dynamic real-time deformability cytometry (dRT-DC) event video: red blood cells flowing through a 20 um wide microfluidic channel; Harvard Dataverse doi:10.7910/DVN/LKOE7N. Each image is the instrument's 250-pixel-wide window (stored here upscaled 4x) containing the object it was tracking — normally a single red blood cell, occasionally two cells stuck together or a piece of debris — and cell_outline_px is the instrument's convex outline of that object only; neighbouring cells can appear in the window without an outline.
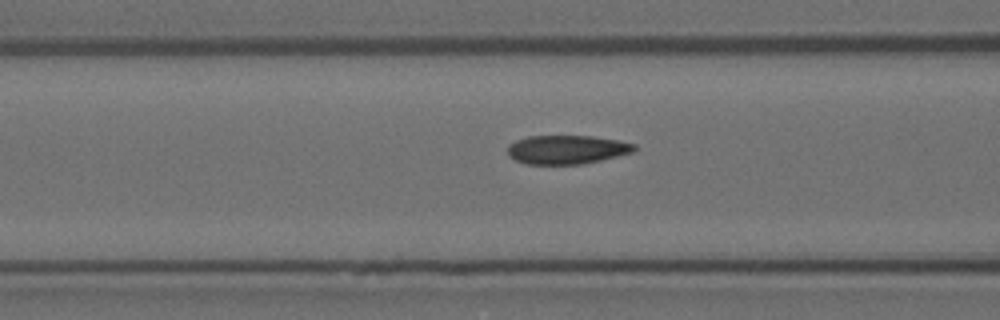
{"species": "Egyptian fruit bat (a non-hibernating species)", "species_latin": "Rousettus aegyptiacus", "temperature_condition": "room temperature", "stored_images_in_passage": 7, "camera_frame_rate_fps": 3000, "um_per_image_px": 0.085, "animal": {"sex": "female"}, "frame": {"image": 1, "passage_image": 5, "time_ms": 1.333, "image_size_px": [1000, 320], "cell_outline_px": [[636, 148], [632, 152], [600, 160], [580, 164], [528, 164], [516, 160], [508, 156], [508, 144], [516, 140], [528, 136], [592, 136], [616, 140], [636, 144]], "centroid_in_image_um": [48.14, 12.71], "position_along_channel_um": 118.5, "area_um2": 21.1}}